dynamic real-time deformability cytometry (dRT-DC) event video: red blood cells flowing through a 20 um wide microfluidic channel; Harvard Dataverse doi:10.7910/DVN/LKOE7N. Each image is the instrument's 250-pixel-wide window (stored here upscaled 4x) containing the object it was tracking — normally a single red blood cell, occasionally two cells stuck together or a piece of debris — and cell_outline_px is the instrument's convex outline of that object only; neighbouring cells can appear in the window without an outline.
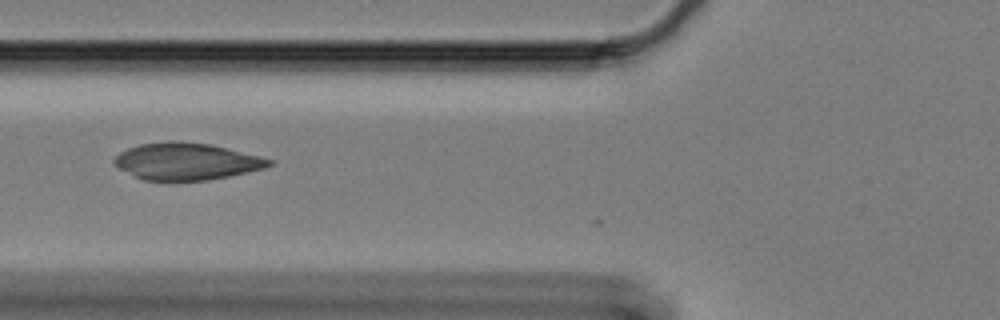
{"species": "Egyptian fruit bat (a non-hibernating species)", "species_latin": "Rousettus aegyptiacus", "temperature_condition": "cold", "stored_images_in_passage": 11, "camera_frame_rate_fps": 3000, "um_per_image_px": 0.085, "animal": {"sex": "female"}, "frame": {"image": 1, "passage_image": 2, "time_ms": 0.333, "image_size_px": [1000, 320], "cell_outline_px": [[272, 164], [264, 168], [248, 172], [208, 180], [168, 184], [144, 180], [120, 168], [112, 160], [120, 152], [128, 148], [140, 144], [168, 140], [180, 140], [208, 144], [272, 160]], "centroid_in_image_um": [15.77, 13.75], "position_along_channel_um": 110.0, "area_um2": 33.7}}
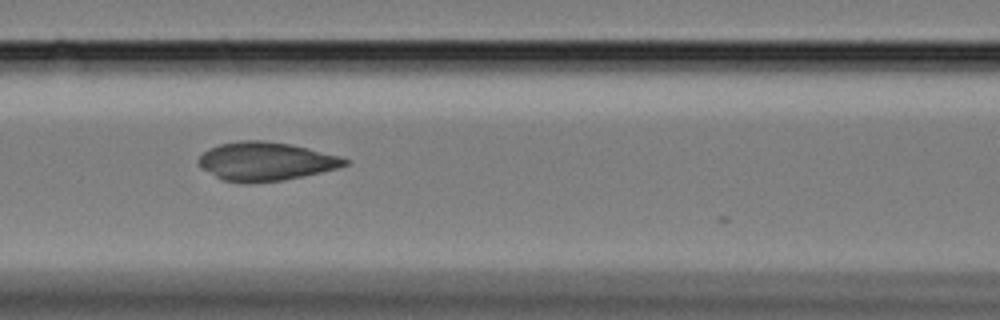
{"frame": {"image": 2, "passage_image": 5, "time_ms": 1.333, "image_size_px": [1000, 320], "cell_outline_px": [[352, 160], [348, 164], [336, 168], [320, 172], [284, 180], [248, 184], [240, 184], [220, 180], [204, 168], [196, 160], [204, 152], [220, 144], [240, 140], [264, 140], [288, 144], [308, 148], [340, 156]], "centroid_in_image_um": [22.59, 13.73], "position_along_channel_um": 144.0, "area_um2": 32.89}}
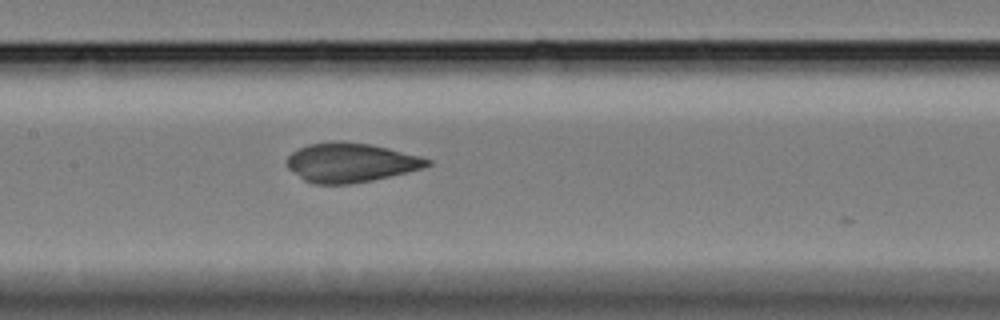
{"frame": {"image": 3, "passage_image": 8, "time_ms": 2.333, "image_size_px": [1000, 320], "cell_outline_px": [[432, 164], [424, 168], [408, 172], [372, 180], [348, 184], [316, 184], [304, 180], [288, 168], [288, 156], [292, 152], [308, 144], [332, 140], [340, 140], [368, 144], [388, 148], [420, 156], [432, 160]], "centroid_in_image_um": [29.82, 13.81], "position_along_channel_um": 177.6, "area_um2": 32.08}}